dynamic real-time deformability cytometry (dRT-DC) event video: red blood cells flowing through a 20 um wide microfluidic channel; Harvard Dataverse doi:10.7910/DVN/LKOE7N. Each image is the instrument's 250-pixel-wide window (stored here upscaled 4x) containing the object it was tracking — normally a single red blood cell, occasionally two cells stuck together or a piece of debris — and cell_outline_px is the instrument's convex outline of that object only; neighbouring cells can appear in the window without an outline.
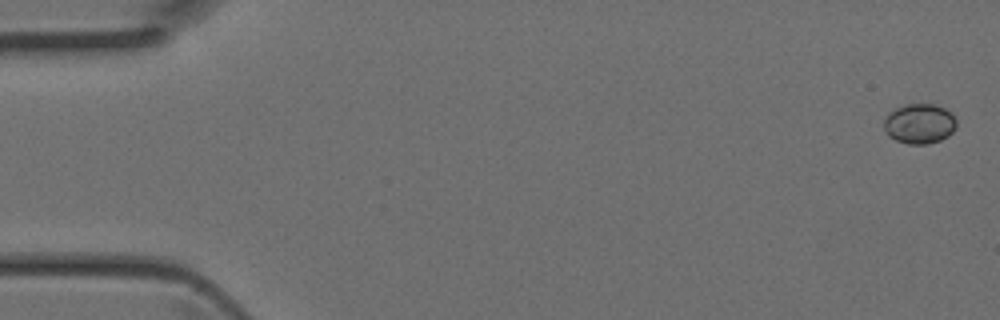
{"species": "Egyptian fruit bat (a non-hibernating species)", "species_latin": "Rousettus aegyptiacus", "temperature_condition": "room temperature", "stored_images_in_passage": 44, "camera_frame_rate_fps": 3000, "um_per_image_px": 0.085, "animal": {"sex": "female"}, "frame": {"image": 1, "passage_image": 1, "time_ms": 0.0, "image_size_px": [1000, 320], "cell_outline_px": [[956, 128], [948, 136], [940, 140], [928, 144], [908, 144], [896, 140], [888, 136], [884, 128], [884, 120], [888, 112], [904, 104], [936, 104], [952, 112], [956, 116]], "centroid_in_image_um": [78.17, 10.5], "position_along_channel_um": 6.8, "area_um2": 17.17}}
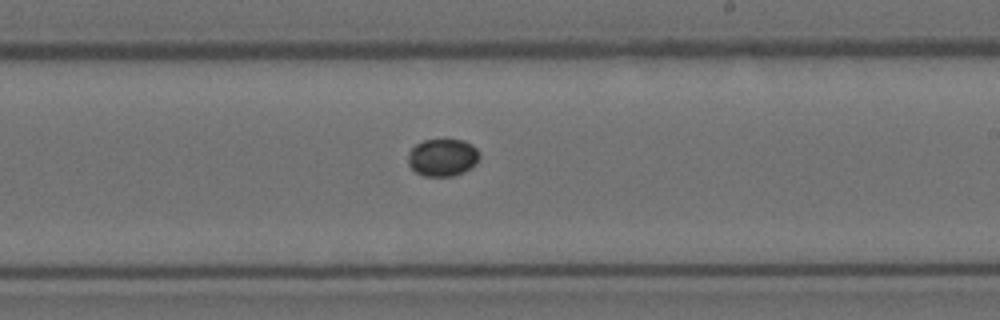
{"frame": {"image": 2, "passage_image": 26, "time_ms": 8.333, "image_size_px": [1000, 320], "cell_outline_px": [[480, 156], [476, 164], [464, 172], [452, 176], [424, 176], [416, 172], [408, 164], [408, 152], [416, 144], [424, 140], [464, 140], [472, 144], [480, 152]], "centroid_in_image_um": [37.64, 13.38], "position_along_channel_um": 251.4, "area_um2": 15.66}}
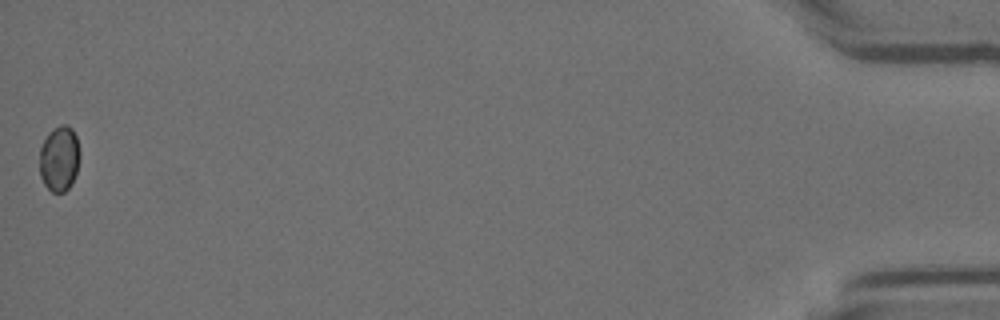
{"frame": {"image": 3, "passage_image": 44, "time_ms": 14.333, "image_size_px": [1000, 320], "cell_outline_px": [[80, 156], [76, 172], [72, 184], [64, 192], [52, 192], [44, 184], [40, 176], [40, 148], [48, 132], [60, 124], [68, 124], [72, 128], [76, 136], [80, 152]], "centroid_in_image_um": [5.05, 13.46], "position_along_channel_um": 430.2, "area_um2": 15.49}}